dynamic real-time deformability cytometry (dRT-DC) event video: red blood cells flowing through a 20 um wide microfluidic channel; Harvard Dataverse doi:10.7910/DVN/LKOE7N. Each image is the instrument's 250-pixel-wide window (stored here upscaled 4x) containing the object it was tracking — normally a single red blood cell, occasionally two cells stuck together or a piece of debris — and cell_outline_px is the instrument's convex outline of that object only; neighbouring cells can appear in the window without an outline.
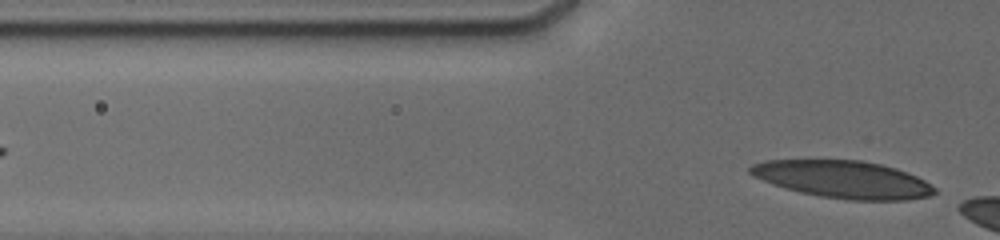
{"species": "human", "species_latin": "Homo sapiens", "temperature_condition": "cold", "stored_images_in_passage": 4, "segment_of_instrument_passage": [2, 2], "camera_frame_rate_fps": 3000, "um_per_image_px": 0.085, "donor": {"sex": "male"}, "frame": {"image": 1, "passage_image": 4, "time_ms": 3.333, "image_size_px": [1000, 240], "cell_outline_px": [[936, 192], [928, 196], [908, 200], [848, 200], [820, 196], [800, 192], [784, 188], [772, 184], [748, 172], [748, 168], [752, 164], [768, 160], [860, 160], [880, 164], [896, 168], [908, 172], [924, 180], [936, 188]], "centroid_in_image_um": [71.68, 15.25], "position_along_channel_um": 54.1, "area_um2": 40.06}}